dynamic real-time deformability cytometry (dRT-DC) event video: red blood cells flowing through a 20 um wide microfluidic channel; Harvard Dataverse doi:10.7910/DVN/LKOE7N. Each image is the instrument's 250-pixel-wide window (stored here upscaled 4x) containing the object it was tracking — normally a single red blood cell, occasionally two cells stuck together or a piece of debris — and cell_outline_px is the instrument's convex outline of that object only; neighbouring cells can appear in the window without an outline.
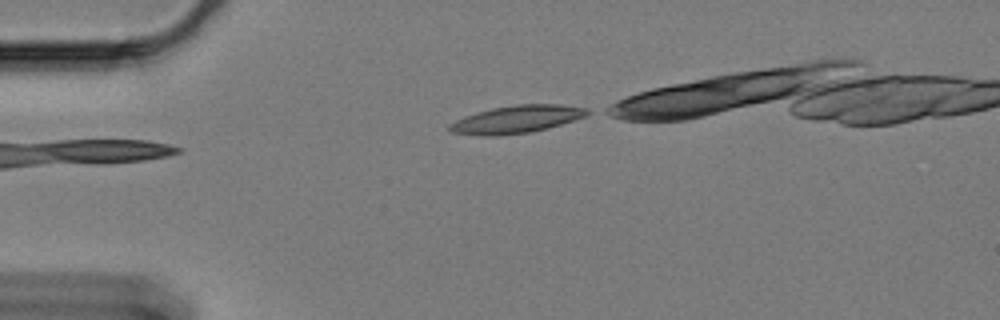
{"species": "Egyptian fruit bat (a non-hibernating species)", "species_latin": "Rousettus aegyptiacus", "temperature_condition": "cold", "stored_images_in_passage": 13, "camera_frame_rate_fps": 3000, "um_per_image_px": 0.085, "animal": {"sex": "female"}, "frame": {"image": 1, "passage_image": 1, "time_ms": 0.0, "image_size_px": [1000, 320], "cell_outline_px": [[592, 112], [584, 116], [548, 128], [532, 132], [496, 136], [484, 136], [452, 132], [448, 128], [448, 124], [464, 116], [476, 112], [492, 108], [516, 104], [560, 104], [588, 108]], "centroid_in_image_um": [43.9, 10.14], "position_along_channel_um": 41.1, "area_um2": 22.2}}
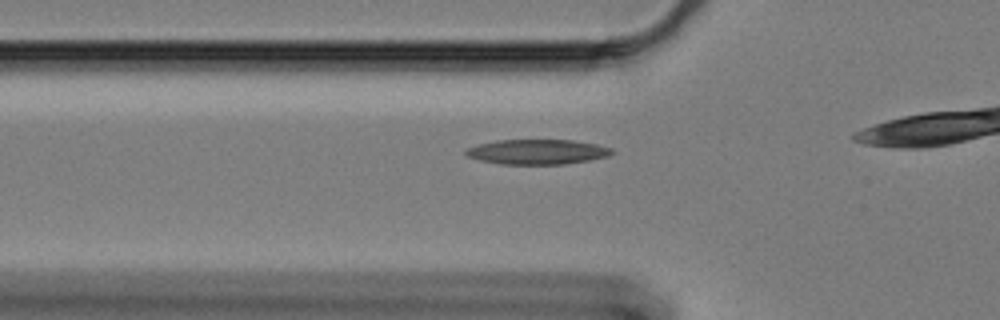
{"frame": {"image": 2, "passage_image": 7, "time_ms": 2.0, "image_size_px": [1000, 320], "cell_outline_px": [[616, 152], [608, 156], [588, 160], [564, 164], [500, 164], [480, 160], [468, 156], [464, 152], [464, 148], [496, 140], [572, 140], [596, 144], [612, 148]], "centroid_in_image_um": [45.67, 12.9], "position_along_channel_um": 80.1, "area_um2": 21.21}}
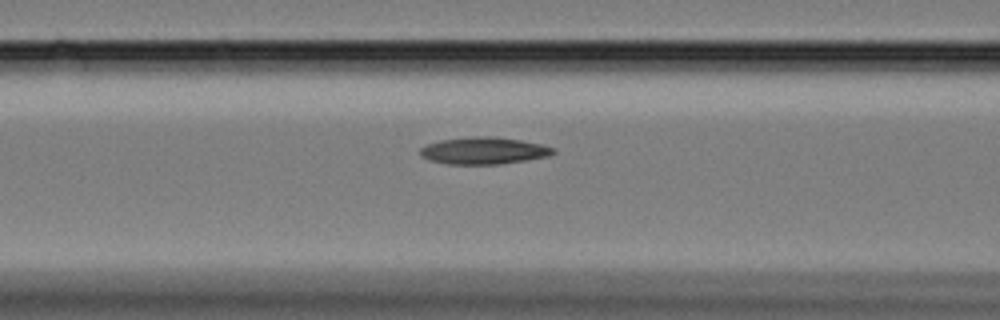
{"frame": {"image": 3, "passage_image": 11, "time_ms": 3.333, "image_size_px": [1000, 320], "cell_outline_px": [[556, 152], [548, 156], [500, 164], [448, 164], [428, 160], [420, 156], [420, 148], [428, 144], [440, 140], [472, 136], [492, 136], [520, 140], [540, 144], [556, 148]], "centroid_in_image_um": [41.1, 12.8], "position_along_channel_um": 125.5, "area_um2": 20.92}}